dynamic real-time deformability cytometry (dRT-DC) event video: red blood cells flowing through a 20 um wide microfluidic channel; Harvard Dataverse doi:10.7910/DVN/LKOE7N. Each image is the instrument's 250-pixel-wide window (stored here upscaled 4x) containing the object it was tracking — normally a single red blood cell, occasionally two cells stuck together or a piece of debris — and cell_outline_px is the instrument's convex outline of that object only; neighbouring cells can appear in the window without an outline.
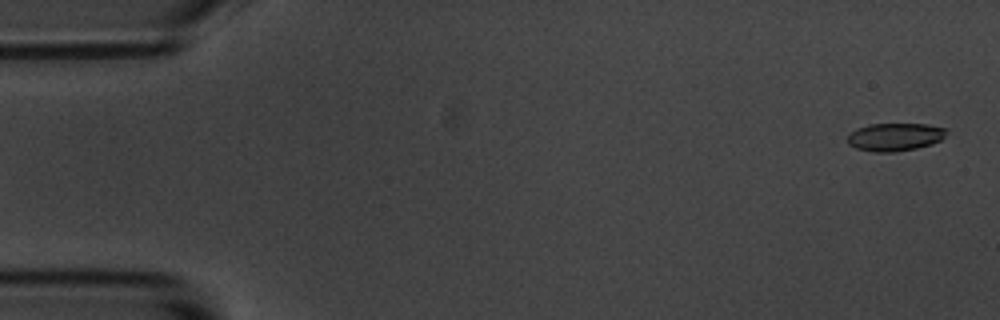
{"species": "common noctule bat (a hibernating species)", "species_latin": "Nyctalus noctula", "temperature_condition": "room temperature", "stored_images_in_passage": 5, "camera_frame_rate_fps": 3000, "um_per_image_px": 0.085, "animal": {"sex": "male", "body_mass_g": 20.1, "forearm_length_mm": 53.5}, "frame": {"image": 1, "passage_image": 1, "time_ms": 0.0, "image_size_px": [1000, 320], "cell_outline_px": [[948, 132], [940, 140], [932, 144], [916, 148], [896, 152], [876, 152], [856, 148], [848, 144], [848, 136], [856, 128], [868, 124], [928, 124], [944, 128]], "centroid_in_image_um": [76.06, 11.64], "position_along_channel_um": 8.9, "area_um2": 16.07}}
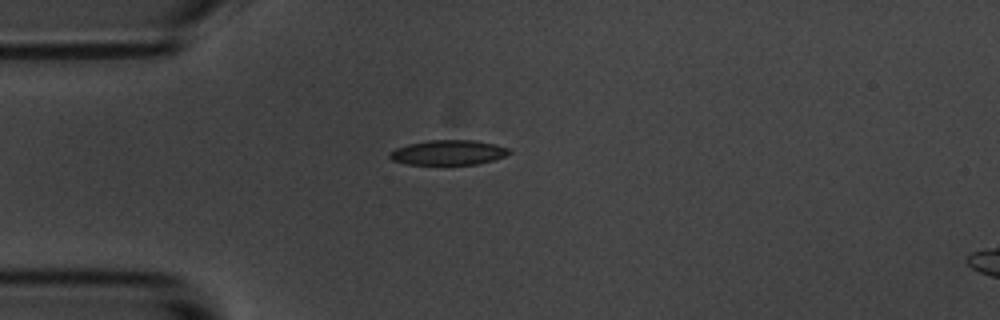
{"frame": {"image": 2, "passage_image": 4, "time_ms": 4.333, "image_size_px": [1000, 320], "cell_outline_px": [[512, 152], [504, 156], [492, 160], [476, 164], [408, 164], [392, 160], [388, 156], [388, 152], [396, 148], [408, 144], [428, 140], [476, 140], [496, 144], [508, 148]], "centroid_in_image_um": [38.09, 12.95], "position_along_channel_um": 46.9, "area_um2": 17.28}}